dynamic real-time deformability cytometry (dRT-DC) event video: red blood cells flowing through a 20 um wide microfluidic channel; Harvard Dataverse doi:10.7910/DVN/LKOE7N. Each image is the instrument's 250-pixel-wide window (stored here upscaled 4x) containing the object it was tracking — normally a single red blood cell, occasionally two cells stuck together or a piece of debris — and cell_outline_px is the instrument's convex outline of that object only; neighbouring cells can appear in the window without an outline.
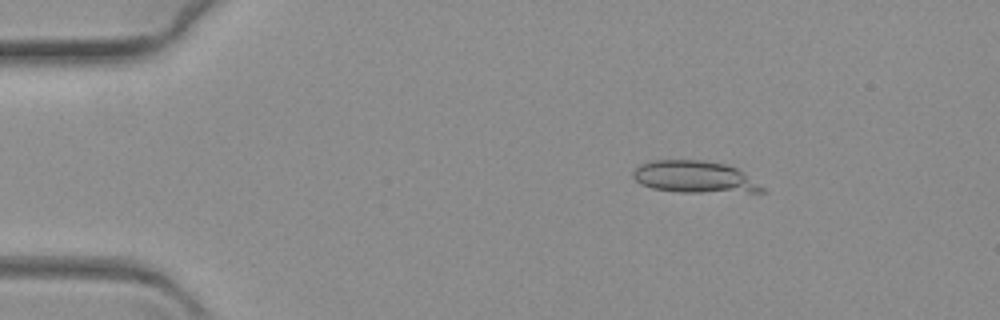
{"species": "common noctule bat (a hibernating species)", "species_latin": "Nyctalus noctula", "temperature_condition": "warm", "stored_images_in_passage": 14, "camera_frame_rate_fps": 3000, "um_per_image_px": 0.085, "animal": {"sex": "female", "body_mass_g": 19.3, "forearm_length_mm": 54.1}, "frame": {"image": 1, "passage_image": 10, "time_ms": 3.0, "image_size_px": [1000, 320], "cell_outline_px": [[764, 192], [680, 192], [652, 188], [640, 184], [632, 176], [632, 172], [640, 164], [652, 160], [700, 160], [724, 164], [736, 168], [764, 188]], "centroid_in_image_um": [58.98, 15.04], "position_along_channel_um": 26.0, "area_um2": 23.76}}